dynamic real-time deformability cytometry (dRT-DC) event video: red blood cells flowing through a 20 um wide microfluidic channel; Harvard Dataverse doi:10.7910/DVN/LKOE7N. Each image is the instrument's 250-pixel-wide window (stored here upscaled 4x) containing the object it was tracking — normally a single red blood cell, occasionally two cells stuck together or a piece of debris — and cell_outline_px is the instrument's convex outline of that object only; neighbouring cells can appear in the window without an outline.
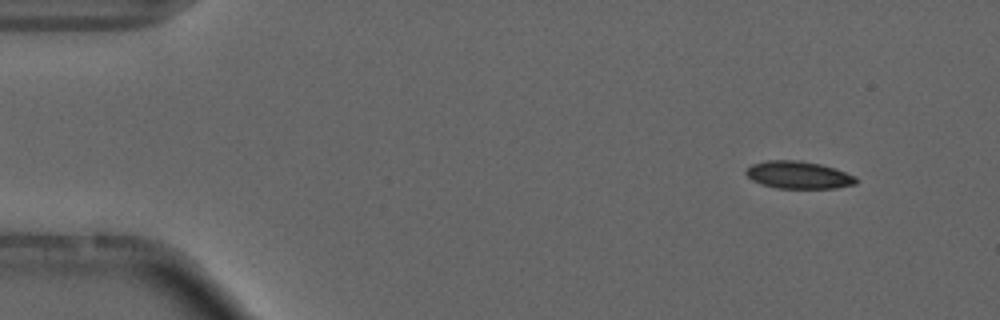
{"species": "common noctule bat (a hibernating species)", "species_latin": "Nyctalus noctula", "temperature_condition": "cold", "stored_images_in_passage": 54, "camera_frame_rate_fps": 3000, "um_per_image_px": 0.085, "animal": {"sex": "male", "forearm_length_mm": 52.5}, "frame": {"image": 1, "passage_image": 5, "time_ms": 1.333, "image_size_px": [1000, 320], "cell_outline_px": [[856, 184], [836, 188], [776, 188], [752, 180], [744, 172], [752, 164], [768, 160], [800, 160], [820, 164], [836, 168], [856, 176]], "centroid_in_image_um": [67.9, 14.86], "position_along_channel_um": 17.1, "area_um2": 17.57}}
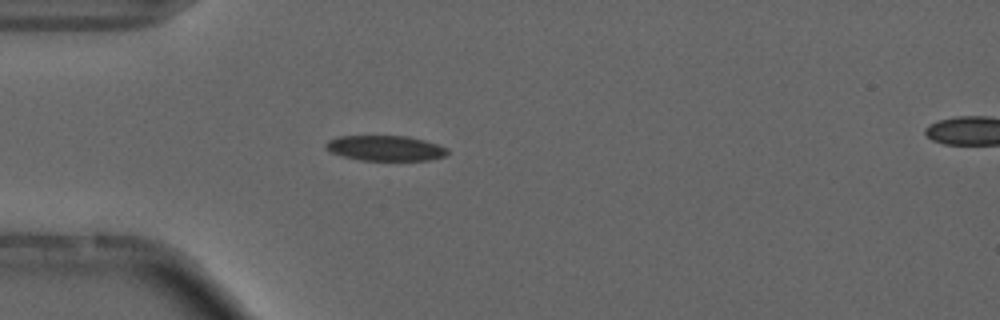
{"frame": {"image": 2, "passage_image": 15, "time_ms": 4.667, "image_size_px": [1000, 320], "cell_outline_px": [[448, 152], [444, 156], [428, 160], [360, 160], [344, 156], [332, 152], [324, 148], [324, 144], [328, 140], [340, 136], [408, 136], [424, 140], [448, 148]], "centroid_in_image_um": [32.74, 12.59], "position_along_channel_um": 52.3, "area_um2": 17.8}, "authors_computed_cell_mechanics": {"area_um2": 17.7735, "velocity_mm_per_s": 3.7161, "shape_relaxation_time_tau1_ms": 6.7279, "shape_relaxation_time_tau2_ms": 3.8472, "deformation_change_tau1": 0.1422, "deformation_change_tau2": 0.1042}}